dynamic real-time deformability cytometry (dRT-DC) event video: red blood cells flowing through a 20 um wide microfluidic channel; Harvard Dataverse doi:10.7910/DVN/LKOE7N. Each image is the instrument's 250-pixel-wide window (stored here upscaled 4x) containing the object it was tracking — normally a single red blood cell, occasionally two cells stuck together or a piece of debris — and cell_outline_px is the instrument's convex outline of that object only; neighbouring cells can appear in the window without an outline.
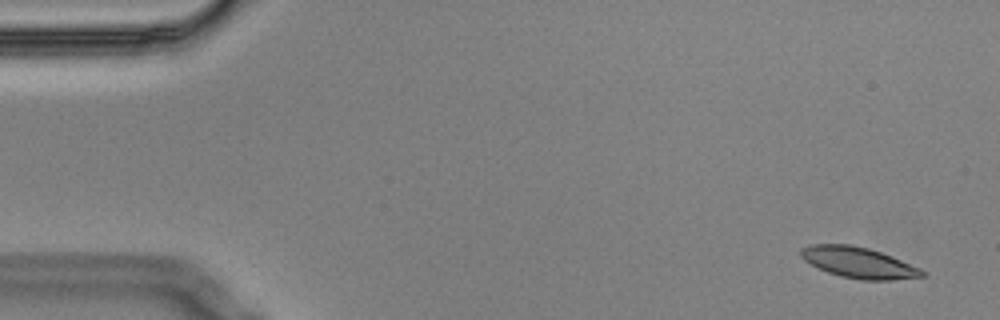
{"species": "Egyptian fruit bat (a non-hibernating species)", "species_latin": "Rousettus aegyptiacus", "temperature_condition": "cold", "stored_images_in_passage": 6, "camera_frame_rate_fps": 3000, "um_per_image_px": 0.085, "animal": {"sex": "male"}, "frame": {"image": 1, "passage_image": 1, "time_ms": 0.0, "image_size_px": [1000, 320], "cell_outline_px": [[924, 276], [892, 280], [860, 280], [840, 276], [828, 272], [804, 260], [800, 256], [800, 248], [812, 244], [852, 244], [868, 248], [892, 256], [920, 268], [924, 272]], "centroid_in_image_um": [72.96, 22.31], "position_along_channel_um": 12.0, "area_um2": 21.73}}
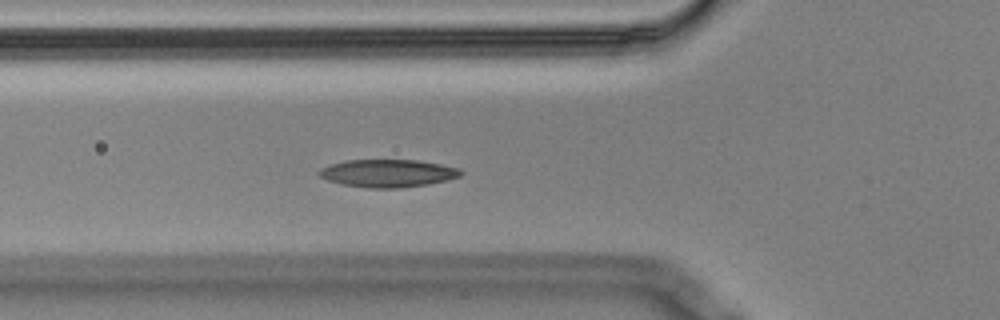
{"frame": {"image": 2, "passage_image": 6, "time_ms": 1.667, "image_size_px": [1000, 320], "cell_outline_px": [[464, 172], [460, 176], [448, 180], [428, 184], [400, 188], [368, 188], [344, 184], [328, 180], [320, 176], [316, 172], [320, 168], [328, 164], [348, 160], [416, 160], [440, 164], [460, 168]], "centroid_in_image_um": [32.97, 14.72], "position_along_channel_um": 92.8, "area_um2": 22.95}}